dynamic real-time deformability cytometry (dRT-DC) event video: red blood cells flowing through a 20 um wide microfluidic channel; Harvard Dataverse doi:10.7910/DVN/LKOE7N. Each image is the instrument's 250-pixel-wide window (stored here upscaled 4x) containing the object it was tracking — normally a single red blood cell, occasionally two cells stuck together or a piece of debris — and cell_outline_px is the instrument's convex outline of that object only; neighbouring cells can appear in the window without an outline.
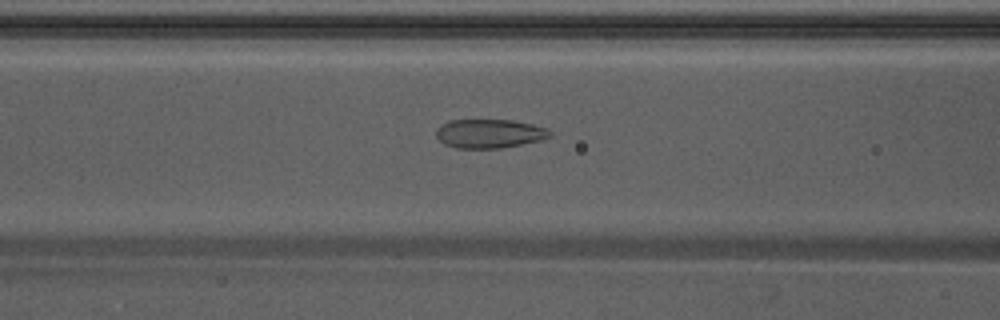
{"species": "Egyptian fruit bat (a non-hibernating species)", "species_latin": "Rousettus aegyptiacus", "temperature_condition": "warm", "stored_images_in_passage": 30, "camera_frame_rate_fps": 3000, "um_per_image_px": 0.085, "animal": {"sex": "male"}, "frame": {"image": 1, "passage_image": 6, "time_ms": 1.667, "image_size_px": [1000, 320], "cell_outline_px": [[552, 136], [540, 140], [500, 148], [456, 148], [444, 144], [436, 136], [436, 128], [448, 120], [512, 120], [532, 124], [548, 128], [552, 132]], "centroid_in_image_um": [41.6, 11.35], "position_along_channel_um": 125.0, "area_um2": 19.19}}
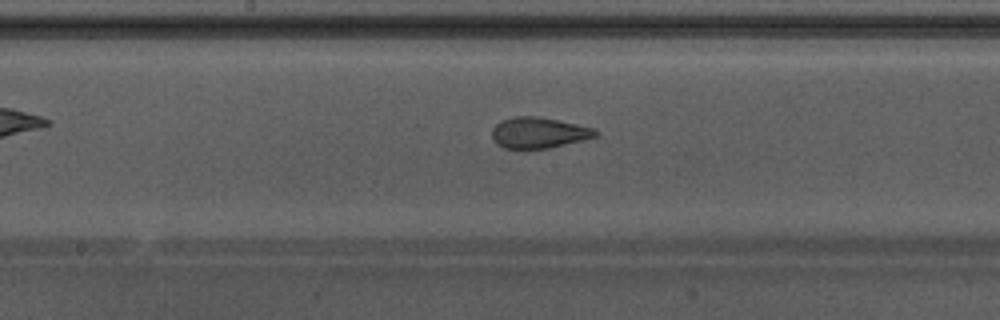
{"frame": {"image": 2, "passage_image": 12, "time_ms": 3.667, "image_size_px": [1000, 320], "cell_outline_px": [[600, 132], [596, 136], [548, 148], [504, 148], [496, 144], [492, 136], [492, 128], [496, 124], [504, 120], [516, 116], [536, 116], [576, 124], [592, 128]], "centroid_in_image_um": [45.75, 11.28], "position_along_channel_um": 202.4, "area_um2": 18.21}}
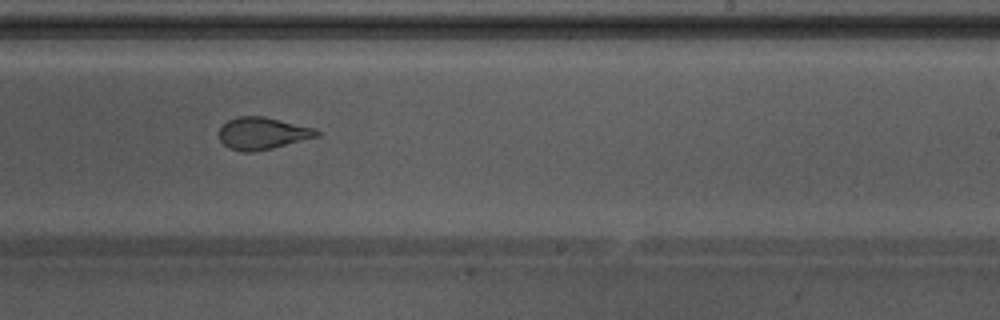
{"frame": {"image": 3, "passage_image": 17, "time_ms": 5.333, "image_size_px": [1000, 320], "cell_outline_px": [[320, 136], [272, 148], [252, 152], [244, 152], [228, 148], [220, 140], [220, 128], [228, 120], [240, 116], [264, 116], [316, 128], [320, 132]], "centroid_in_image_um": [22.34, 11.33], "position_along_channel_um": 266.7, "area_um2": 18.26}}